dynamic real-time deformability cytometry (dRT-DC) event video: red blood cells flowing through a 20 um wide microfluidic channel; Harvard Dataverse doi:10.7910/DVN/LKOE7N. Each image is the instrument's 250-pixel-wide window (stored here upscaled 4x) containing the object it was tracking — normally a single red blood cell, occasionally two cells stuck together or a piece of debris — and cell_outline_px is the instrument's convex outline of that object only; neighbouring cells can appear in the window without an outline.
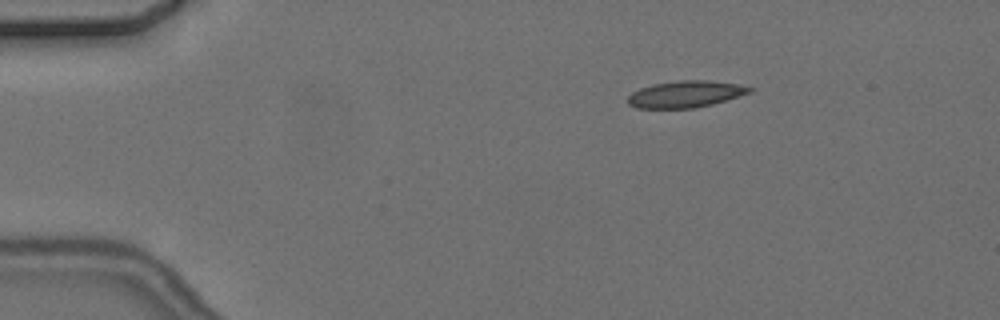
{"species": "common noctule bat (a hibernating species)", "species_latin": "Nyctalus noctula", "temperature_condition": "cold", "stored_images_in_passage": 6, "camera_frame_rate_fps": 3000, "um_per_image_px": 0.085, "animal": {"sex": "female", "body_mass_g": 24.6, "forearm_length_mm": 56.2}, "frame": {"image": 1, "passage_image": 3, "time_ms": 2.333, "image_size_px": [1000, 320], "cell_outline_px": [[756, 88], [752, 92], [712, 104], [692, 108], [636, 108], [628, 104], [628, 96], [632, 92], [640, 88], [652, 84], [680, 80], [708, 80], [740, 84]], "centroid_in_image_um": [58.29, 7.99], "position_along_channel_um": 26.7, "area_um2": 19.02}}
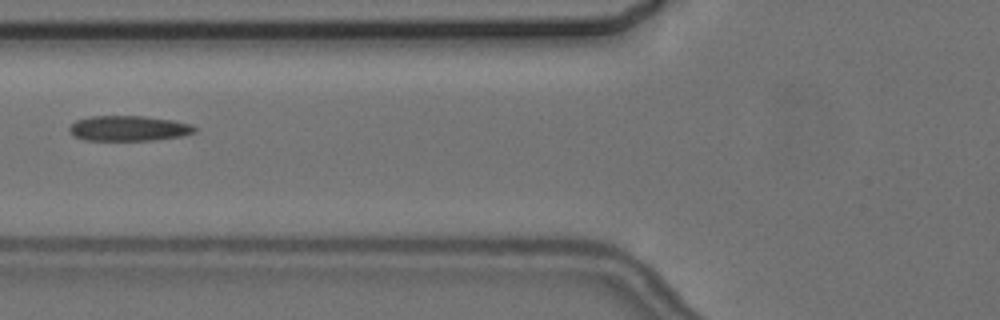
{"frame": {"image": 2, "passage_image": 6, "time_ms": 6.667, "image_size_px": [1000, 320], "cell_outline_px": [[196, 132], [184, 136], [152, 140], [84, 140], [72, 136], [68, 132], [68, 128], [76, 120], [92, 116], [144, 116], [172, 120], [192, 124], [196, 128]], "centroid_in_image_um": [10.93, 10.91], "position_along_channel_um": 114.9, "area_um2": 18.61}}